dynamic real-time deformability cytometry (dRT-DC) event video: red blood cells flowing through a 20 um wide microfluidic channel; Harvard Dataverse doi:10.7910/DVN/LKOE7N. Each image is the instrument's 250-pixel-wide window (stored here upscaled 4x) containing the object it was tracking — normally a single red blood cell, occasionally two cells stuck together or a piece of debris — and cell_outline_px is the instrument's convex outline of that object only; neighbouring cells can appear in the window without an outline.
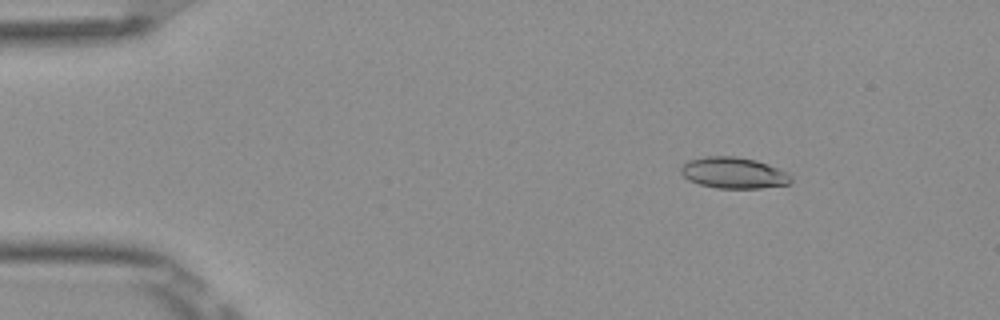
{"species": "Egyptian fruit bat (a non-hibernating species)", "species_latin": "Rousettus aegyptiacus", "temperature_condition": "room temperature", "stored_images_in_passage": 53, "camera_frame_rate_fps": 3000, "um_per_image_px": 0.085, "frame": {"image": 1, "passage_image": 8, "time_ms": 2.333, "image_size_px": [1000, 320], "cell_outline_px": [[792, 180], [788, 184], [760, 188], [716, 188], [700, 184], [688, 180], [680, 172], [680, 164], [688, 160], [704, 156], [736, 156], [756, 160], [768, 164], [788, 172], [792, 176]], "centroid_in_image_um": [62.33, 14.68], "position_along_channel_um": 22.7, "area_um2": 20.23}}
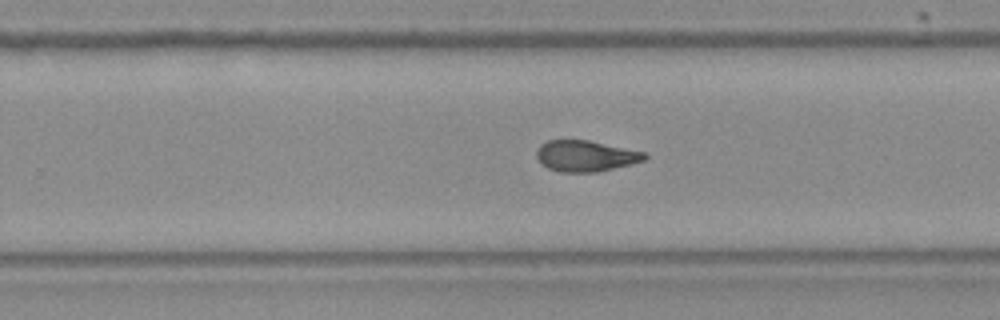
{"frame": {"image": 2, "passage_image": 34, "time_ms": 11.0, "image_size_px": [1000, 320], "cell_outline_px": [[648, 156], [644, 160], [596, 172], [560, 172], [548, 168], [540, 164], [536, 156], [536, 148], [540, 144], [548, 140], [588, 140], [644, 152]], "centroid_in_image_um": [49.7, 13.25], "position_along_channel_um": 280.1, "area_um2": 19.42}}
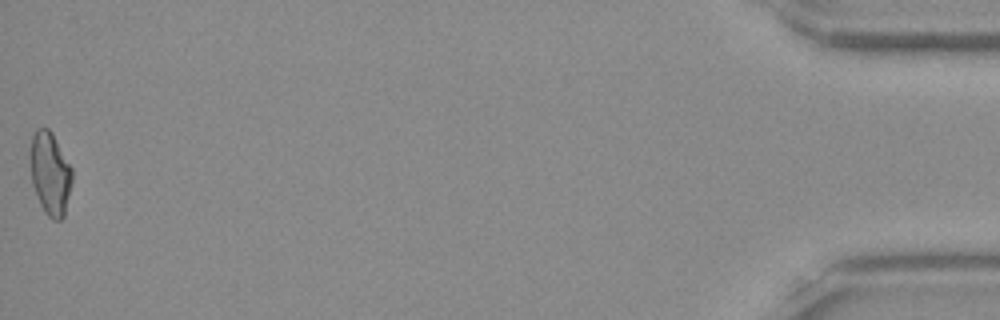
{"frame": {"image": 3, "passage_image": 53, "time_ms": 17.333, "image_size_px": [1000, 320], "cell_outline_px": [[72, 180], [64, 216], [60, 220], [52, 220], [44, 212], [40, 204], [32, 184], [28, 156], [32, 136], [36, 128], [48, 128], [52, 132], [72, 168]], "centroid_in_image_um": [4.23, 14.72], "position_along_channel_um": 431.0, "area_um2": 20.52}, "authors_computed_cell_mechanics": {"area_um2": 20.1722, "velocity_mm_per_s": 3.8975, "shape_relaxation_time_tau1_ms": 8.8348, "shape_relaxation_time_tau2_ms": 2.303, "deformation_change_tau1": 0.2057, "deformation_change_tau2": 0.0839}}